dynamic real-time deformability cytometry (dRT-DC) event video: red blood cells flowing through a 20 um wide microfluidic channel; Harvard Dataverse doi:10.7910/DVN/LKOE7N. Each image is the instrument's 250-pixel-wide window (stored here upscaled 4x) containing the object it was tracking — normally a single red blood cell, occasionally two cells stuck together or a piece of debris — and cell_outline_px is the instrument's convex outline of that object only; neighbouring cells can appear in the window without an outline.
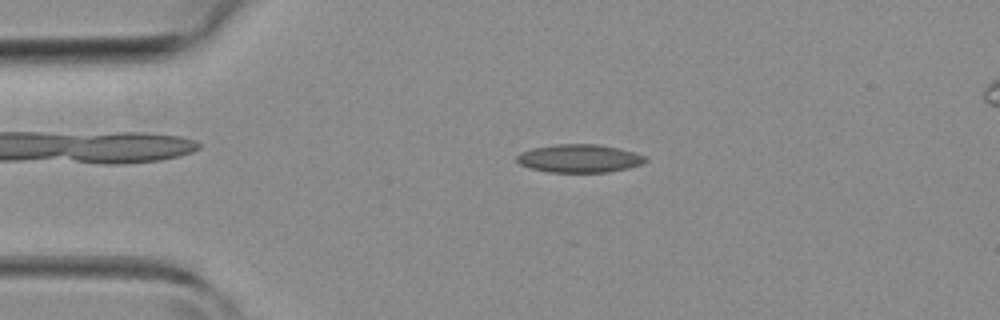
{"species": "common noctule bat (a hibernating species)", "species_latin": "Nyctalus noctula", "temperature_condition": "room temperature", "stored_images_in_passage": 37, "camera_frame_rate_fps": 3000, "um_per_image_px": 0.085, "animal": {"sex": "female", "body_mass_g": 19.3, "forearm_length_mm": 54.1}, "frame": {"image": 1, "passage_image": 3, "time_ms": 0.667, "image_size_px": [1000, 320], "cell_outline_px": [[648, 160], [640, 164], [628, 168], [608, 172], [548, 172], [528, 168], [520, 164], [516, 160], [516, 156], [532, 148], [556, 144], [600, 144], [620, 148], [648, 156]], "centroid_in_image_um": [49.27, 13.46], "position_along_channel_um": 35.7, "area_um2": 21.21}}
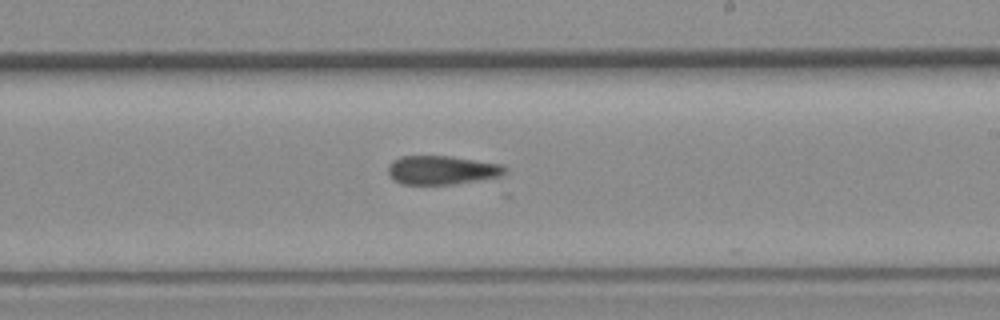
{"frame": {"image": 2, "passage_image": 19, "time_ms": 6.0, "image_size_px": [1000, 320], "cell_outline_px": [[508, 172], [496, 180], [452, 184], [400, 184], [392, 180], [388, 176], [388, 164], [392, 160], [400, 156], [448, 156], [504, 164], [508, 168]], "centroid_in_image_um": [37.65, 14.48], "position_along_channel_um": 251.4, "area_um2": 20.46}}
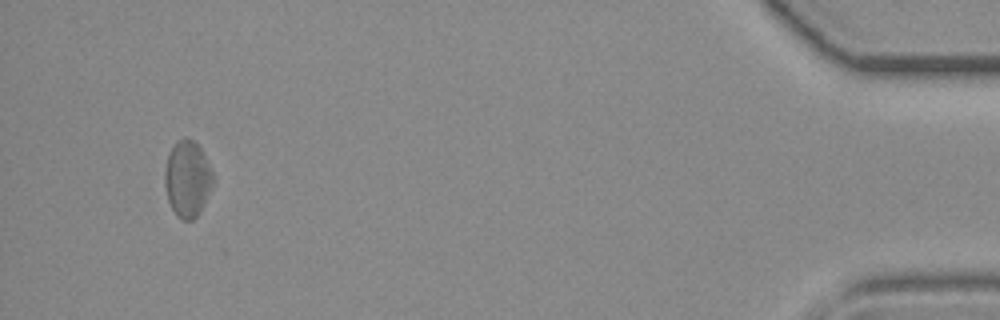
{"frame": {"image": 3, "passage_image": 35, "time_ms": 11.333, "image_size_px": [1000, 320], "cell_outline_px": [[212, 184], [200, 212], [192, 220], [180, 220], [176, 216], [168, 200], [164, 184], [164, 172], [168, 156], [172, 148], [180, 140], [192, 140], [200, 148], [212, 172]], "centroid_in_image_um": [15.9, 15.26], "position_along_channel_um": 419.3, "area_um2": 20.81}}